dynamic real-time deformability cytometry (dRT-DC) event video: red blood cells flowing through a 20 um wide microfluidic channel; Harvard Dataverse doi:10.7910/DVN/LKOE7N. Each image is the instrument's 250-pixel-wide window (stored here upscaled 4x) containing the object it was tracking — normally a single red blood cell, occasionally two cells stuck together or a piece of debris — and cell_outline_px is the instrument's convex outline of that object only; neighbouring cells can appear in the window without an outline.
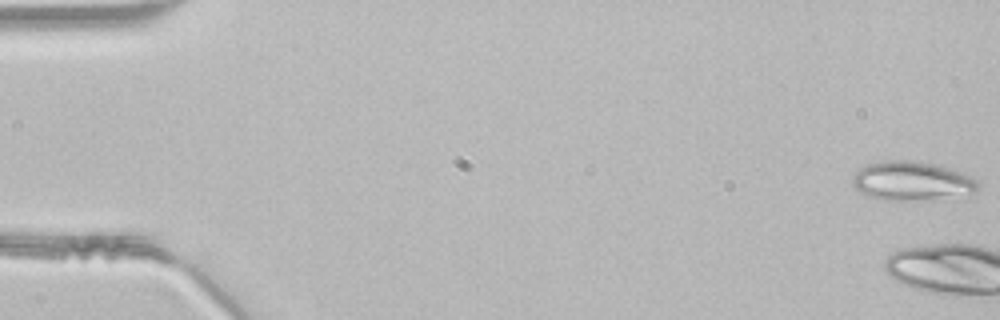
{"species": "common noctule bat (a hibernating species)", "species_latin": "Nyctalus noctula", "temperature_condition": "room temperature", "stored_images_in_passage": 4, "camera_frame_rate_fps": 3000, "um_per_image_px": 0.085, "animal": {"sex": "male", "body_mass_g": 21.5, "forearm_length_mm": 52.0}, "frame": {"image": 1, "passage_image": 1, "time_ms": 0.0, "image_size_px": [1000, 320], "cell_outline_px": [[980, 184], [976, 192], [968, 200], [884, 200], [868, 196], [860, 192], [852, 184], [852, 180], [856, 172], [860, 168], [868, 164], [884, 160], [920, 160], [936, 164], [964, 172], [980, 180]], "centroid_in_image_um": [77.7, 15.42], "position_along_channel_um": 7.3, "area_um2": 30.11}}